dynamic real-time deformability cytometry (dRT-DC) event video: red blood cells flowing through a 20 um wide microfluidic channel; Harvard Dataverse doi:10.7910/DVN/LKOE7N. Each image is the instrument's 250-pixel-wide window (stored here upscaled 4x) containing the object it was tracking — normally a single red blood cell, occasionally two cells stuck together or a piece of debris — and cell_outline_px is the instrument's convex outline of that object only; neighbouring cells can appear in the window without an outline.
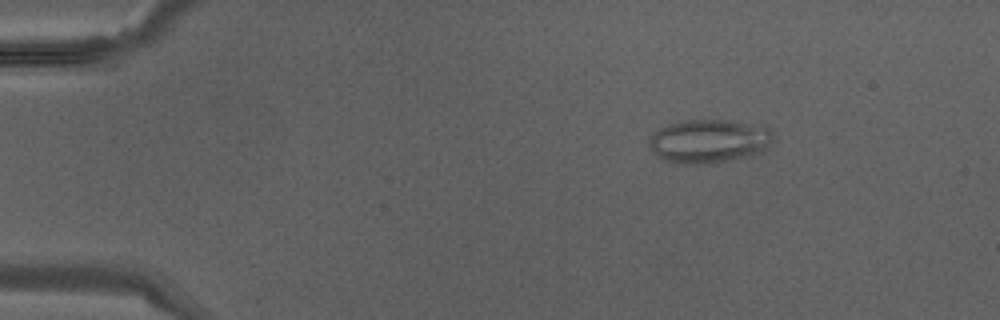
{"species": "Egyptian fruit bat (a non-hibernating species)", "species_latin": "Rousettus aegyptiacus", "temperature_condition": "warm", "stored_images_in_passage": 42, "segment_of_instrument_passage": [1, 2], "camera_frame_rate_fps": 3000, "um_per_image_px": 0.085, "animal": {"sex": "male"}, "frame": {"image": 1, "passage_image": 7, "time_ms": 2.0, "image_size_px": [1000, 320], "cell_outline_px": [[772, 136], [764, 152], [732, 160], [708, 164], [676, 164], [664, 160], [656, 156], [648, 144], [648, 140], [660, 128], [668, 124], [680, 120], [732, 120], [768, 124], [772, 132]], "centroid_in_image_um": [60.29, 11.98], "position_along_channel_um": 24.7, "area_um2": 32.25}}